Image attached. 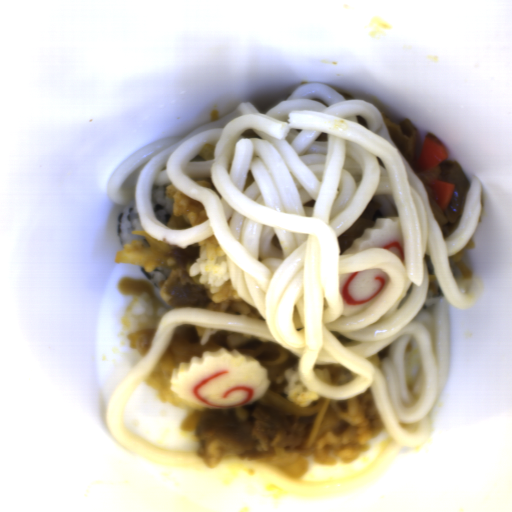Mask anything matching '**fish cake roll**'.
Instances as JSON below:
<instances>
[{"label": "fish cake roll", "instance_id": "fish-cake-roll-1", "mask_svg": "<svg viewBox=\"0 0 512 512\" xmlns=\"http://www.w3.org/2000/svg\"><path fill=\"white\" fill-rule=\"evenodd\" d=\"M172 368L171 391L200 412L253 405L271 385L260 361L224 347L190 356Z\"/></svg>", "mask_w": 512, "mask_h": 512}, {"label": "fish cake roll", "instance_id": "fish-cake-roll-2", "mask_svg": "<svg viewBox=\"0 0 512 512\" xmlns=\"http://www.w3.org/2000/svg\"><path fill=\"white\" fill-rule=\"evenodd\" d=\"M391 282L390 275L380 268L338 275L343 299V316H353L370 308Z\"/></svg>", "mask_w": 512, "mask_h": 512}, {"label": "fish cake roll", "instance_id": "fish-cake-roll-3", "mask_svg": "<svg viewBox=\"0 0 512 512\" xmlns=\"http://www.w3.org/2000/svg\"><path fill=\"white\" fill-rule=\"evenodd\" d=\"M384 248L405 260L404 241L399 216L378 217L374 227L364 229L341 254H350L363 249Z\"/></svg>", "mask_w": 512, "mask_h": 512}]
</instances>
